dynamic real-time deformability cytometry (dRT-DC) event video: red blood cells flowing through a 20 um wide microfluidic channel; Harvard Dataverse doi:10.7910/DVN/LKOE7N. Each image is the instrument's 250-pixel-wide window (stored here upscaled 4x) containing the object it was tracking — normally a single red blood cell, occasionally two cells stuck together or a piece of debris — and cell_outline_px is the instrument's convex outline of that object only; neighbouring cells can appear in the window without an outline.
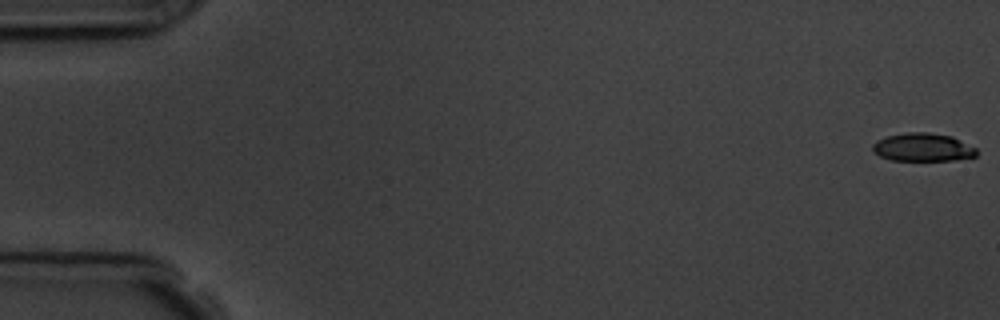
{"species": "common noctule bat (a hibernating species)", "species_latin": "Nyctalus noctula", "temperature_condition": "room temperature", "stored_images_in_passage": 4, "camera_frame_rate_fps": 3000, "um_per_image_px": 0.085, "animal": {"sex": "male", "body_mass_g": 19.5, "forearm_length_mm": 54.6}, "frame": {"image": 1, "passage_image": 1, "time_ms": 0.0, "image_size_px": [1000, 320], "cell_outline_px": [[976, 156], [956, 160], [892, 160], [880, 156], [872, 152], [872, 144], [876, 140], [888, 136], [904, 132], [928, 132], [952, 136], [976, 148]], "centroid_in_image_um": [78.41, 12.51], "position_along_channel_um": 6.6, "area_um2": 17.11}}